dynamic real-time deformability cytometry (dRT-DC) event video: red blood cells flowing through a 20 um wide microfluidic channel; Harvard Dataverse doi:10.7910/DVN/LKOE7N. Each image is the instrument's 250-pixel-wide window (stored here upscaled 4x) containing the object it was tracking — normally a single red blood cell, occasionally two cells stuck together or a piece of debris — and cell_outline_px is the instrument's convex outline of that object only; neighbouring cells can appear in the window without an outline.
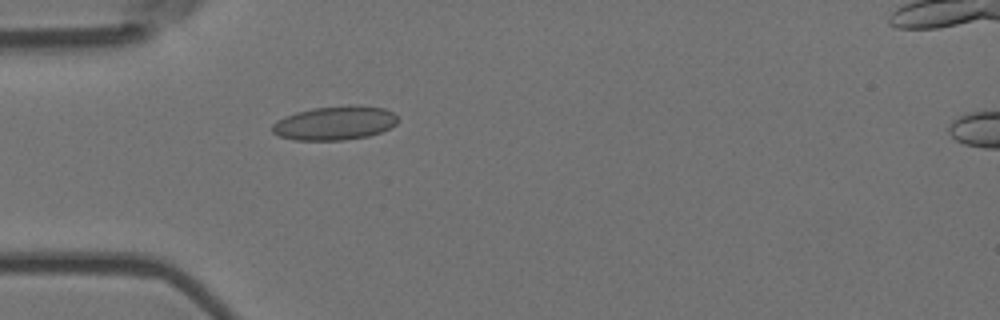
{"species": "Egyptian fruit bat (a non-hibernating species)", "species_latin": "Rousettus aegyptiacus", "temperature_condition": "room temperature", "stored_images_in_passage": 2, "camera_frame_rate_fps": 3000, "um_per_image_px": 0.085, "animal": {"sex": "female"}, "frame": {"image": 1, "passage_image": 1, "time_ms": 0.0, "image_size_px": [1000, 320], "cell_outline_px": [[400, 120], [396, 124], [380, 132], [368, 136], [344, 140], [296, 140], [280, 136], [272, 132], [272, 124], [276, 120], [284, 116], [296, 112], [312, 108], [348, 104], [356, 104], [384, 108], [392, 112]], "centroid_in_image_um": [28.46, 10.44], "position_along_channel_um": 56.5, "area_um2": 25.09}}